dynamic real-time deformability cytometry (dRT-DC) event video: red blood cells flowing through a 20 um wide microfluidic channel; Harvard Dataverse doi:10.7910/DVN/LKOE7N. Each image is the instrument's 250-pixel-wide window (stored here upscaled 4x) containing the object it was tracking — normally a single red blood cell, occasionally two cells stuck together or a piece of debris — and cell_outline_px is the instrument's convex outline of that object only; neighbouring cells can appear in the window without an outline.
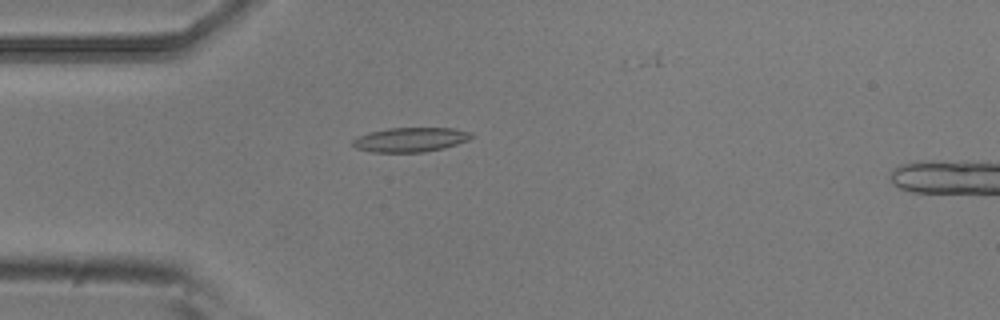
{"species": "common noctule bat (a hibernating species)", "species_latin": "Nyctalus noctula", "temperature_condition": "room temperature", "stored_images_in_passage": 5, "camera_frame_rate_fps": 3000, "um_per_image_px": 0.085, "animal": {"sex": "male", "body_mass_g": 20.5, "forearm_length_mm": 52.5}, "frame": {"image": 1, "passage_image": 4, "time_ms": 1.0, "image_size_px": [1000, 320], "cell_outline_px": [[476, 136], [468, 140], [444, 148], [424, 152], [372, 152], [356, 148], [352, 144], [352, 140], [356, 136], [368, 132], [388, 128], [456, 128], [472, 132]], "centroid_in_image_um": [34.9, 11.86], "position_along_channel_um": 50.1, "area_um2": 17.11}}